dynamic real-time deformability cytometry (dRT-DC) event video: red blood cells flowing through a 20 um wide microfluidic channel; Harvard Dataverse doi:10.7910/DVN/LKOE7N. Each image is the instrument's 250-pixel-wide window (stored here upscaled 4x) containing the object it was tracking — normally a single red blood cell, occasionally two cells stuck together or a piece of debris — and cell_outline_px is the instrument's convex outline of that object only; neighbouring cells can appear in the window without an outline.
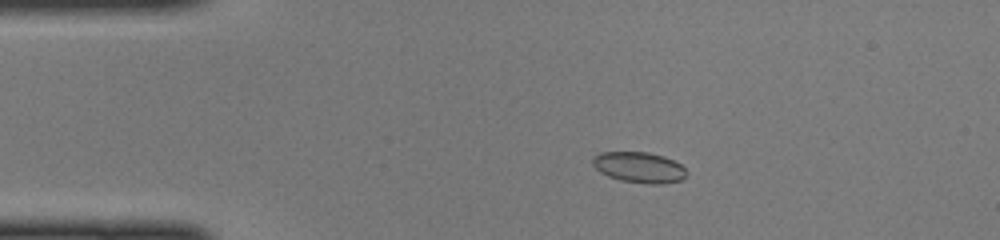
{"species": "common noctule bat (a hibernating species)", "species_latin": "Nyctalus noctula", "temperature_condition": "cold", "stored_images_in_passage": 47, "camera_frame_rate_fps": 3000, "um_per_image_px": 0.085, "animal": {"sex": "female", "body_mass_g": 22.0, "forearm_length_mm": 56.7}, "frame": {"image": 1, "passage_image": 9, "time_ms": 2.667, "image_size_px": [1000, 240], "cell_outline_px": [[688, 172], [680, 180], [660, 184], [652, 184], [620, 180], [608, 176], [600, 172], [592, 164], [592, 156], [600, 152], [648, 152], [664, 156], [680, 164]], "centroid_in_image_um": [54.29, 14.21], "position_along_channel_um": 30.7, "area_um2": 16.76}}
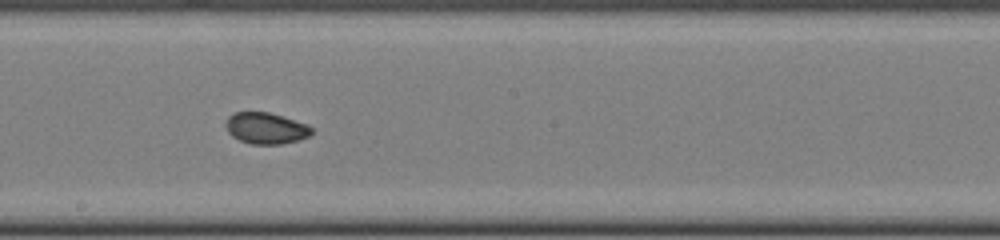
{"frame": {"image": 2, "passage_image": 26, "time_ms": 8.333, "image_size_px": [1000, 240], "cell_outline_px": [[312, 132], [308, 136], [296, 140], [280, 144], [252, 144], [240, 140], [232, 136], [228, 132], [224, 124], [228, 116], [236, 112], [268, 112], [308, 124], [312, 128]], "centroid_in_image_um": [22.57, 10.89], "position_along_channel_um": 225.6, "area_um2": 15.55}}
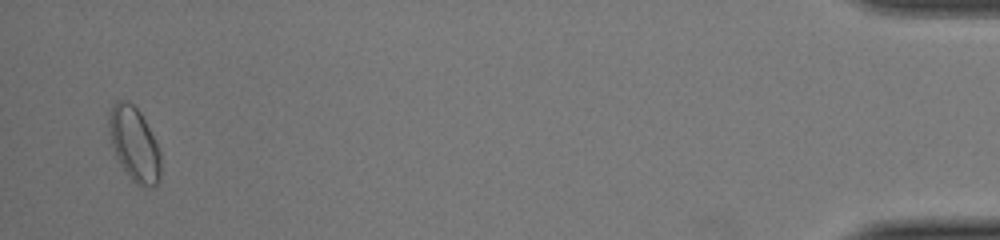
{"frame": {"image": 3, "passage_image": 46, "time_ms": 15.0, "image_size_px": [1000, 240], "cell_outline_px": [[160, 180], [152, 188], [144, 188], [136, 184], [128, 176], [120, 164], [116, 156], [112, 144], [108, 124], [108, 120], [112, 104], [116, 100], [128, 100], [140, 112], [160, 152]], "centroid_in_image_um": [11.41, 12.28], "position_along_channel_um": 423.8, "area_um2": 22.2}}